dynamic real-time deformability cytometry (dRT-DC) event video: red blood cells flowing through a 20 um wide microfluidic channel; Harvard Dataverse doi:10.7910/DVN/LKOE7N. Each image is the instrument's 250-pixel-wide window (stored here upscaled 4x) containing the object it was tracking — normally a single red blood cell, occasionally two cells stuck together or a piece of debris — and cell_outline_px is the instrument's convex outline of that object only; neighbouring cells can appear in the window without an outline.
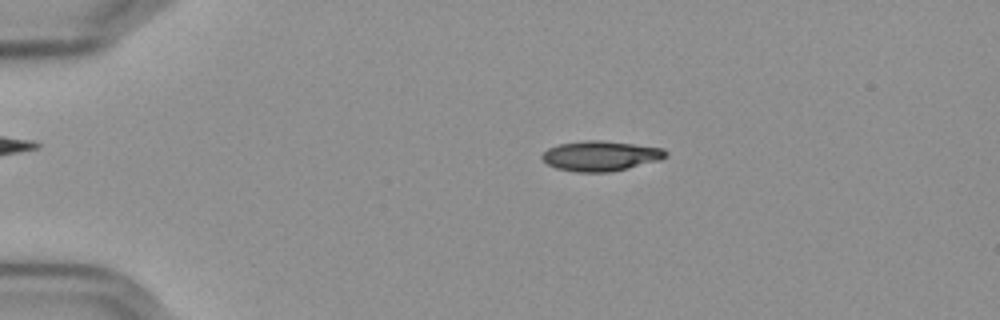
{"species": "Egyptian fruit bat (a non-hibernating species)", "species_latin": "Rousettus aegyptiacus", "temperature_condition": "cold", "stored_images_in_passage": 53, "camera_frame_rate_fps": 3000, "um_per_image_px": 0.085, "frame": {"image": 1, "passage_image": 8, "time_ms": 2.333, "image_size_px": [1000, 320], "cell_outline_px": [[668, 156], [660, 160], [628, 168], [608, 172], [576, 172], [556, 168], [548, 164], [540, 156], [548, 148], [560, 144], [588, 140], [600, 140], [664, 148], [668, 152]], "centroid_in_image_um": [51.07, 13.25], "position_along_channel_um": 33.9, "area_um2": 21.56}}
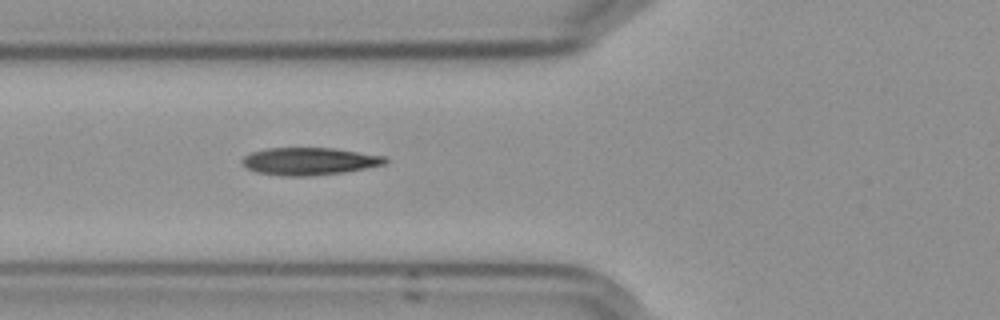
{"frame": {"image": 2, "passage_image": 18, "time_ms": 5.667, "image_size_px": [1000, 320], "cell_outline_px": [[388, 160], [384, 164], [344, 172], [312, 176], [280, 176], [256, 172], [248, 168], [240, 160], [244, 156], [252, 152], [268, 148], [332, 148], [384, 156]], "centroid_in_image_um": [26.25, 13.71], "position_along_channel_um": 99.5, "area_um2": 22.72}}
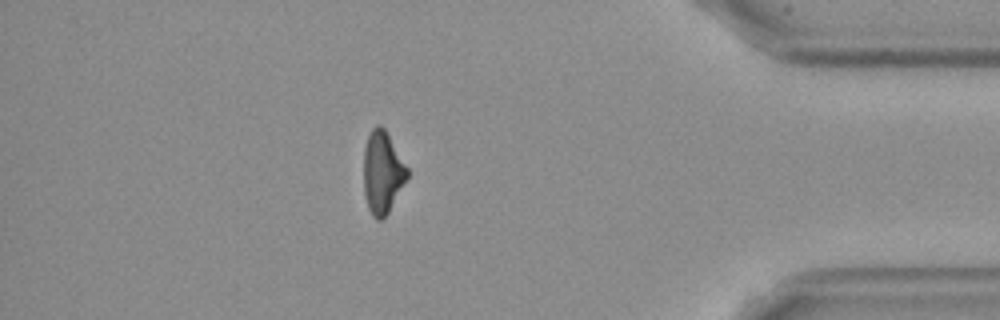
{"frame": {"image": 3, "passage_image": 46, "time_ms": 15.0, "image_size_px": [1000, 320], "cell_outline_px": [[408, 176], [388, 212], [380, 220], [376, 220], [372, 216], [368, 208], [364, 192], [364, 148], [368, 136], [372, 128], [376, 124], [380, 124], [384, 128], [408, 168]], "centroid_in_image_um": [32.49, 14.64], "position_along_channel_um": 402.7, "area_um2": 20.63}, "authors_computed_cell_mechanics": {"area_um2": 22.0796, "velocity_mm_per_s": 3.6063, "shape_relaxation_time_tau1_ms": 10.5529, "shape_relaxation_time_tau2_ms": 6.0033, "deformation_change_tau1": 0.2433, "deformation_change_tau2": 0.1343}}